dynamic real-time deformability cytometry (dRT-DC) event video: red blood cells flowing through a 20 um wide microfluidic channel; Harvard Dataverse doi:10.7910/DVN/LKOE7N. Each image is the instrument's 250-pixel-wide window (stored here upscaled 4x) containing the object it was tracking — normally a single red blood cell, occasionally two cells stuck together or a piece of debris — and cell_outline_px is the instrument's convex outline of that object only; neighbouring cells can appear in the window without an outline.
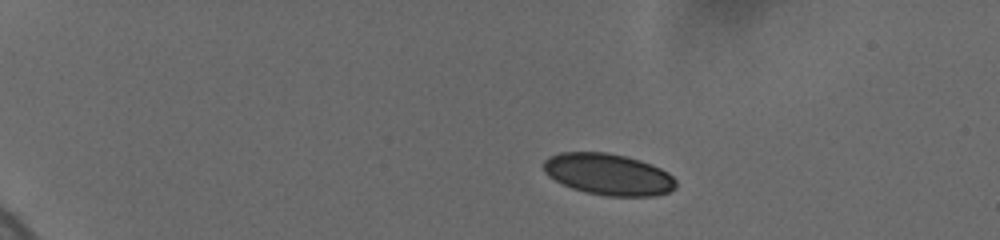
{"species": "human", "species_latin": "Homo sapiens", "temperature_condition": "cold", "stored_images_in_passage": 41, "camera_frame_rate_fps": 3000, "um_per_image_px": 0.085, "donor": {"sex": "female"}, "frame": {"image": 1, "passage_image": 1, "time_ms": 0.0, "image_size_px": [1000, 240], "cell_outline_px": [[676, 188], [668, 192], [656, 196], [604, 196], [584, 192], [572, 188], [548, 176], [544, 172], [544, 160], [548, 156], [560, 152], [604, 152], [624, 156], [640, 160], [652, 164], [668, 172], [676, 180]], "centroid_in_image_um": [51.72, 14.82], "position_along_channel_um": 33.3, "area_um2": 32.14}}
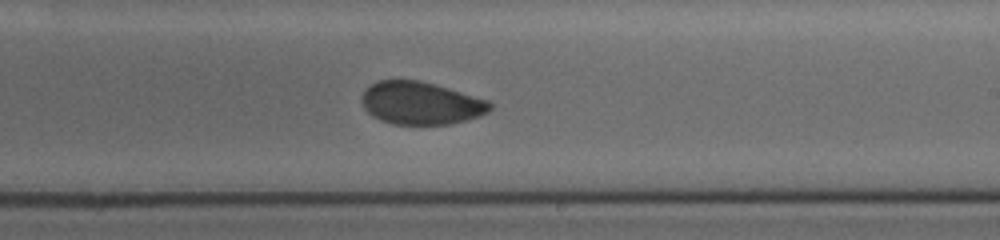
{"frame": {"image": 2, "passage_image": 21, "time_ms": 8.667, "image_size_px": [1000, 240], "cell_outline_px": [[492, 108], [488, 112], [480, 116], [448, 124], [392, 124], [380, 120], [372, 116], [364, 108], [360, 100], [364, 92], [376, 80], [420, 80], [448, 88], [488, 100], [492, 104]], "centroid_in_image_um": [35.76, 8.77], "position_along_channel_um": 253.2, "area_um2": 31.79}}
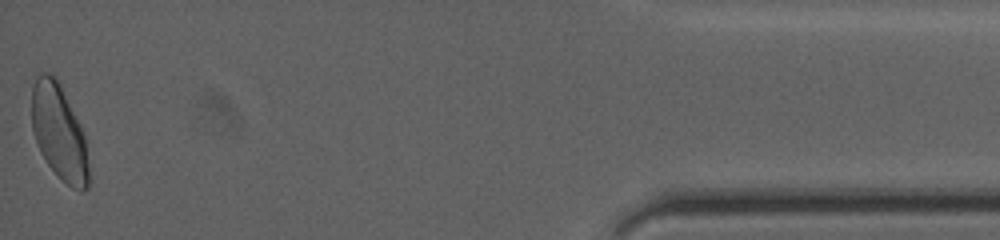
{"frame": {"image": 3, "passage_image": 41, "time_ms": 15.333, "image_size_px": [1000, 240], "cell_outline_px": [[88, 188], [80, 192], [72, 188], [48, 164], [40, 152], [32, 128], [32, 84], [36, 76], [40, 72], [48, 72], [56, 76], [80, 124], [84, 136], [88, 164]], "centroid_in_image_um": [5.01, 11.19], "position_along_channel_um": 430.2, "area_um2": 31.39}, "authors_computed_cell_mechanics": {"area_um2": 32.3102, "velocity_mm_per_s": 3.6623, "shape_relaxation_time_tau1_ms": 10.6428, "shape_relaxation_time_tau2_ms": 1.7273, "deformation_change_tau1": 0.1501, "deformation_change_tau2": 0.0503}}